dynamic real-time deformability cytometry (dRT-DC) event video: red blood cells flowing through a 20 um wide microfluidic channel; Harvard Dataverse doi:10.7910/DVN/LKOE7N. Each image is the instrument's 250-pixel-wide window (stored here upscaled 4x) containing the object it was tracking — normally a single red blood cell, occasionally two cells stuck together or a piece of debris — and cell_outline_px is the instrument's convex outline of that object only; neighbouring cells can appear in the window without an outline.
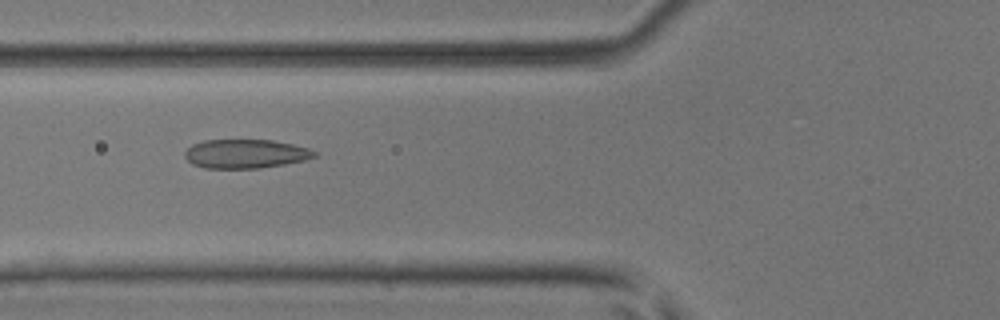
{"species": "common noctule bat (a hibernating species)", "species_latin": "Nyctalus noctula", "temperature_condition": "room temperature", "stored_images_in_passage": 8, "camera_frame_rate_fps": 3000, "um_per_image_px": 0.085, "animal": {"sex": "male", "body_mass_g": 17.9, "forearm_length_mm": 54.2}, "frame": {"image": 1, "passage_image": 6, "time_ms": 1.667, "image_size_px": [1000, 320], "cell_outline_px": [[316, 156], [304, 160], [284, 164], [260, 168], [204, 168], [192, 164], [184, 156], [184, 152], [192, 144], [204, 140], [272, 140], [292, 144], [308, 148], [316, 152]], "centroid_in_image_um": [20.84, 13.07], "position_along_channel_um": 105.0, "area_um2": 21.79}}
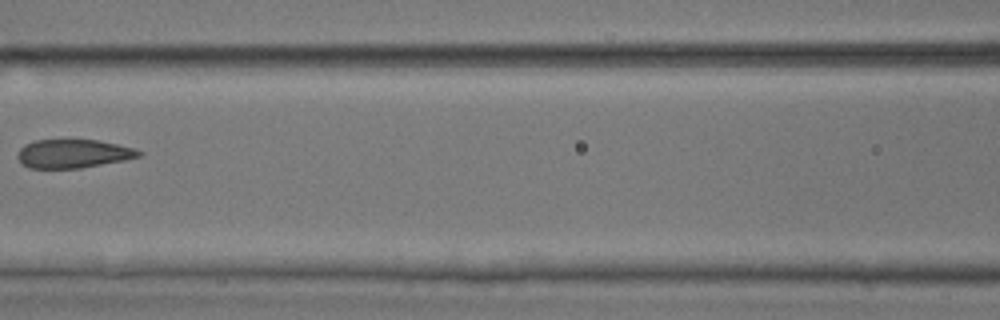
{"frame": {"image": 2, "passage_image": 7, "time_ms": 2.0, "image_size_px": [1000, 320], "cell_outline_px": [[144, 152], [140, 156], [124, 160], [80, 168], [28, 168], [20, 164], [16, 156], [20, 148], [24, 144], [32, 140], [96, 140], [136, 148]], "centroid_in_image_um": [6.18, 13.06], "position_along_channel_um": 160.4, "area_um2": 20.35}}
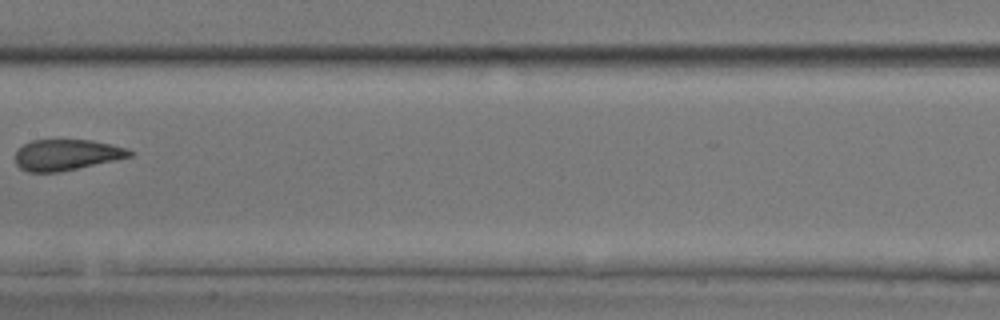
{"frame": {"image": 3, "passage_image": 8, "time_ms": 2.333, "image_size_px": [1000, 320], "cell_outline_px": [[136, 152], [132, 156], [116, 160], [60, 172], [28, 172], [20, 168], [16, 164], [16, 152], [24, 144], [32, 140], [92, 140], [112, 144], [128, 148]], "centroid_in_image_um": [5.71, 13.16], "position_along_channel_um": 201.7, "area_um2": 20.75}}